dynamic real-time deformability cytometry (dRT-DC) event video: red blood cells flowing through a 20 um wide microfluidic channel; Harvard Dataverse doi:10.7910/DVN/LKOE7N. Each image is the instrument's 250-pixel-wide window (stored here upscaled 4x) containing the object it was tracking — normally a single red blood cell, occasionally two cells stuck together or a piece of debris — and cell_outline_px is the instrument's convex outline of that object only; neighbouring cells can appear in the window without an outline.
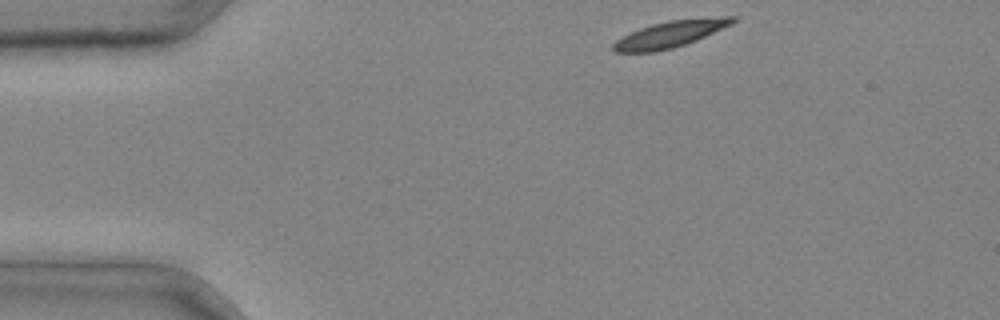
{"species": "common noctule bat (a hibernating species)", "species_latin": "Nyctalus noctula", "temperature_condition": "cold", "stored_images_in_passage": 2, "camera_frame_rate_fps": 3000, "um_per_image_px": 0.085, "animal": {"sex": "male", "body_mass_g": 20.4}, "frame": {"image": 1, "passage_image": 1, "time_ms": 0.0, "image_size_px": [1000, 320], "cell_outline_px": [[736, 20], [732, 24], [696, 40], [672, 48], [652, 52], [616, 52], [612, 48], [612, 44], [616, 40], [640, 28], [652, 24], [668, 20], [724, 16], [736, 16]], "centroid_in_image_um": [56.98, 2.89], "position_along_channel_um": 28.0, "area_um2": 18.21}}